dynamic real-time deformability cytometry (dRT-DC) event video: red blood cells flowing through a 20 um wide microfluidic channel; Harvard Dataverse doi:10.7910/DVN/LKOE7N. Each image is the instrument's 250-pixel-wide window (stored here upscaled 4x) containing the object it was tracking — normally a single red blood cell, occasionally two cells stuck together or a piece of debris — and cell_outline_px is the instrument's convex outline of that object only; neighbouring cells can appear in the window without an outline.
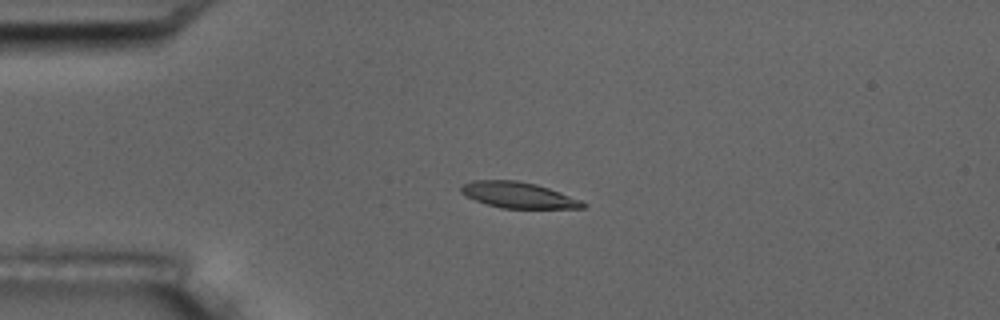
{"species": "common noctule bat (a hibernating species)", "species_latin": "Nyctalus noctula", "temperature_condition": "room temperature", "stored_images_in_passage": 5, "camera_frame_rate_fps": 3000, "um_per_image_px": 0.085, "animal": {"sex": "male", "body_mass_g": 17.5, "forearm_length_mm": 52.3}, "frame": {"image": 1, "passage_image": 3, "time_ms": 2.333, "image_size_px": [1000, 320], "cell_outline_px": [[588, 204], [584, 208], [500, 208], [464, 196], [460, 192], [460, 184], [472, 180], [516, 180], [536, 184], [548, 188], [580, 200]], "centroid_in_image_um": [44.0, 16.57], "position_along_channel_um": 41.0, "area_um2": 18.38}}